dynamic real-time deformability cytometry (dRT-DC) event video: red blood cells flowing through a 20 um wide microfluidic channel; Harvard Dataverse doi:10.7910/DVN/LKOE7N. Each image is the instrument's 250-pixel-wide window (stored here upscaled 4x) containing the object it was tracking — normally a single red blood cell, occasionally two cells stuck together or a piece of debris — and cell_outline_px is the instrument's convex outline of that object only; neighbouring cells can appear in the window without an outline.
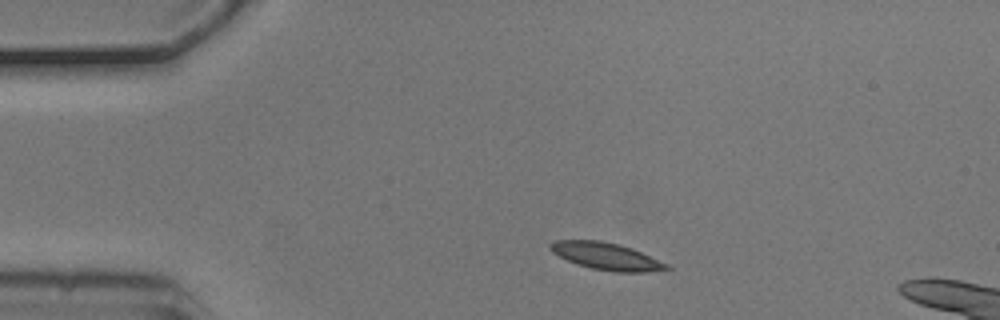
{"species": "common noctule bat (a hibernating species)", "species_latin": "Nyctalus noctula", "temperature_condition": "cold", "stored_images_in_passage": 3, "camera_frame_rate_fps": 3000, "um_per_image_px": 0.085, "animal": {"sex": "male", "body_mass_g": 20.5, "forearm_length_mm": 52.5}, "frame": {"image": 1, "passage_image": 1, "time_ms": 0.0, "image_size_px": [1000, 320], "cell_outline_px": [[672, 268], [648, 272], [616, 272], [592, 268], [576, 264], [552, 252], [548, 248], [548, 244], [556, 240], [600, 240], [620, 244], [632, 248], [668, 264]], "centroid_in_image_um": [51.53, 21.77], "position_along_channel_um": 33.5, "area_um2": 18.38}}